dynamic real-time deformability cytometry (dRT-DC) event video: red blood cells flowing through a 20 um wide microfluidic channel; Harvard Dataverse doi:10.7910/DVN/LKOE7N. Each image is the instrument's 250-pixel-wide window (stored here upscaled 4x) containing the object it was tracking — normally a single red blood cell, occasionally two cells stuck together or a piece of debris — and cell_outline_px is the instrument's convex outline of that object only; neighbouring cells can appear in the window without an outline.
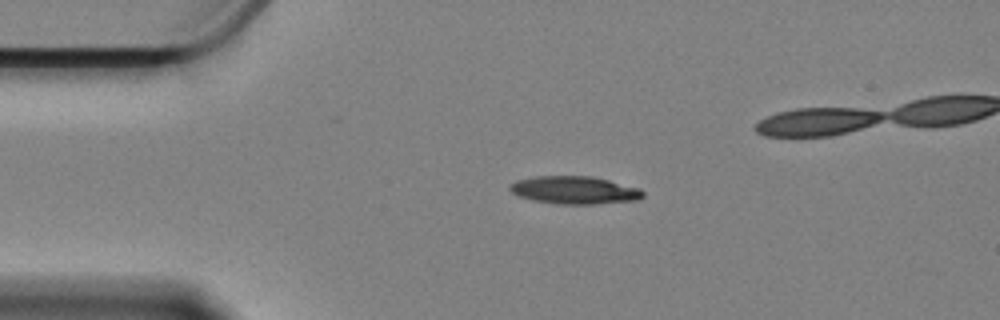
{"species": "Egyptian fruit bat (a non-hibernating species)", "species_latin": "Rousettus aegyptiacus", "temperature_condition": "cold", "stored_images_in_passage": 40, "camera_frame_rate_fps": 3000, "um_per_image_px": 0.085, "animal": {"sex": "female"}, "frame": {"image": 1, "passage_image": 1, "time_ms": 0.0, "image_size_px": [1000, 320], "cell_outline_px": [[644, 196], [640, 200], [592, 204], [560, 204], [532, 200], [520, 196], [512, 192], [508, 188], [512, 184], [520, 180], [536, 176], [592, 176], [640, 188], [644, 192]], "centroid_in_image_um": [48.89, 16.16], "position_along_channel_um": 36.1, "area_um2": 21.39}}
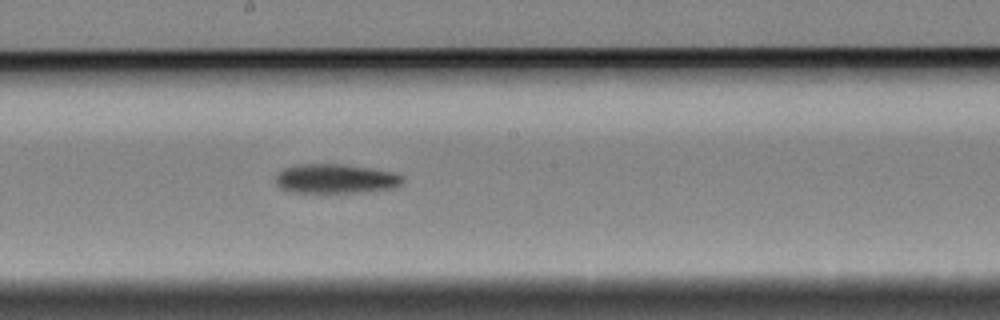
{"frame": {"image": 2, "passage_image": 20, "time_ms": 6.333, "image_size_px": [1000, 320], "cell_outline_px": [[404, 180], [400, 184], [392, 188], [360, 192], [292, 192], [280, 188], [276, 184], [276, 176], [284, 168], [296, 164], [344, 164], [372, 168], [392, 172], [404, 176]], "centroid_in_image_um": [28.52, 15.18], "position_along_channel_um": 219.7, "area_um2": 21.68}}
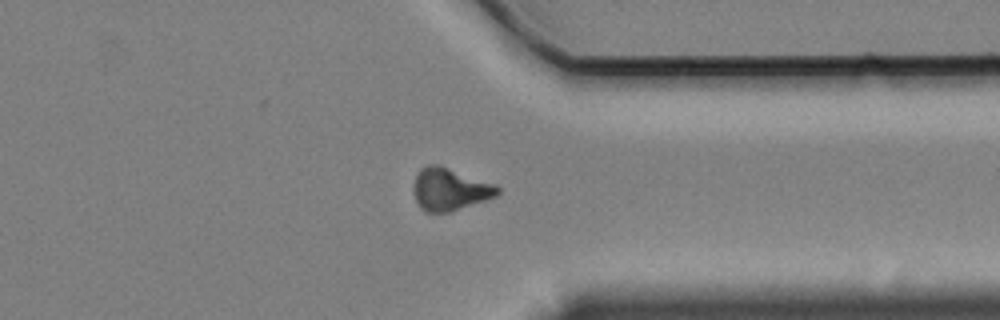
{"frame": {"image": 3, "passage_image": 34, "time_ms": 11.0, "image_size_px": [1000, 320], "cell_outline_px": [[500, 192], [496, 196], [448, 212], [424, 212], [420, 208], [412, 192], [416, 176], [420, 168], [428, 164], [440, 164], [492, 184], [500, 188]], "centroid_in_image_um": [38.17, 16.08], "position_along_channel_um": 373.2, "area_um2": 20.52}}